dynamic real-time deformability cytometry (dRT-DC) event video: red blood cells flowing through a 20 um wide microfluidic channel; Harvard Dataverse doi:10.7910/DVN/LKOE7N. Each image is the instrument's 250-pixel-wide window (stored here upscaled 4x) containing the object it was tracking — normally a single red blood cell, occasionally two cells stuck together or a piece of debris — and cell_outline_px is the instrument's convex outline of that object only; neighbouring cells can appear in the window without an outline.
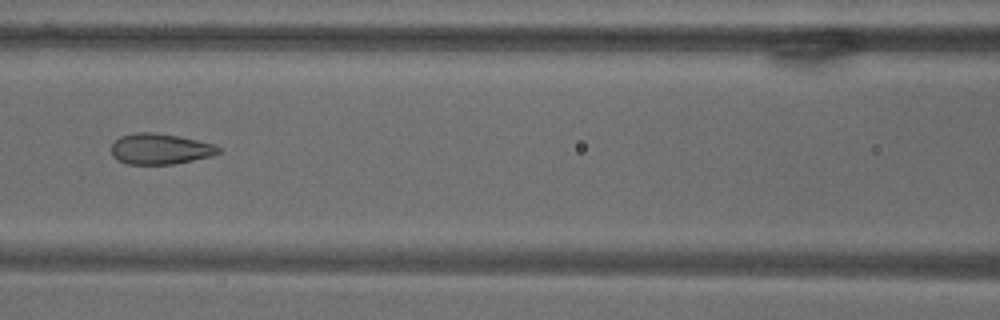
{"species": "common noctule bat (a hibernating species)", "species_latin": "Nyctalus noctula", "temperature_condition": "warm", "stored_images_in_passage": 9, "camera_frame_rate_fps": 3000, "um_per_image_px": 0.085, "animal": {"sex": "male", "body_mass_g": 18.8}, "frame": {"image": 1, "passage_image": 8, "time_ms": 9.667, "image_size_px": [1000, 320], "cell_outline_px": [[220, 152], [212, 156], [172, 164], [128, 164], [116, 160], [112, 156], [112, 144], [120, 136], [136, 132], [156, 132], [180, 136], [216, 144], [220, 148]], "centroid_in_image_um": [13.61, 12.65], "position_along_channel_um": 153.0, "area_um2": 19.36}}